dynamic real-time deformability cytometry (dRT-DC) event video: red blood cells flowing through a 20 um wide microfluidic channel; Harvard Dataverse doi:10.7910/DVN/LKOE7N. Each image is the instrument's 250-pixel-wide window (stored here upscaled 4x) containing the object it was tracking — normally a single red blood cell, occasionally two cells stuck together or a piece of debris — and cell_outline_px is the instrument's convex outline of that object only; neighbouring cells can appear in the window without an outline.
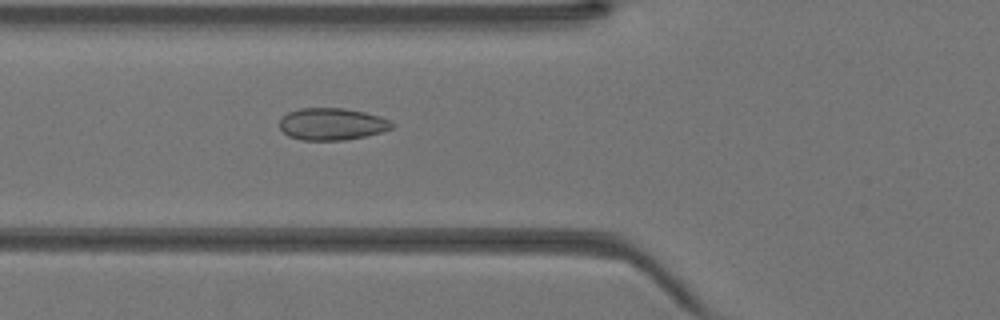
{"species": "Egyptian fruit bat (a non-hibernating species)", "species_latin": "Rousettus aegyptiacus", "temperature_condition": "warm", "stored_images_in_passage": 27, "camera_frame_rate_fps": 3000, "um_per_image_px": 0.085, "animal": {"sex": "female"}, "frame": {"image": 1, "passage_image": 4, "time_ms": 1.0, "image_size_px": [1000, 320], "cell_outline_px": [[396, 124], [392, 128], [380, 132], [364, 136], [344, 140], [304, 140], [288, 136], [280, 128], [280, 120], [288, 112], [300, 108], [344, 108], [364, 112], [380, 116], [392, 120]], "centroid_in_image_um": [28.24, 10.54], "position_along_channel_um": 97.6, "area_um2": 20.98}}
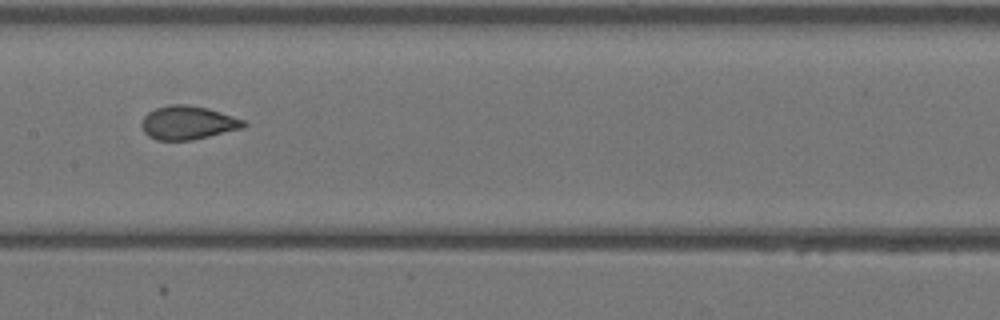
{"frame": {"image": 2, "passage_image": 10, "time_ms": 3.0, "image_size_px": [1000, 320], "cell_outline_px": [[248, 124], [244, 128], [192, 140], [156, 140], [148, 136], [144, 132], [140, 124], [144, 116], [148, 112], [156, 108], [172, 104], [188, 104], [208, 108], [244, 120]], "centroid_in_image_um": [15.96, 10.43], "position_along_channel_um": 191.4, "area_um2": 20.06}}
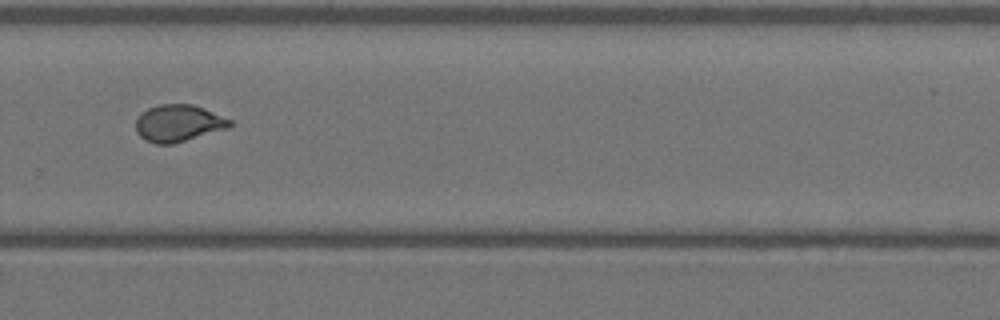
{"frame": {"image": 3, "passage_image": 18, "time_ms": 5.667, "image_size_px": [1000, 320], "cell_outline_px": [[232, 124], [228, 128], [172, 144], [156, 144], [140, 136], [136, 132], [136, 120], [140, 112], [148, 108], [160, 104], [192, 104], [204, 108], [232, 120]], "centroid_in_image_um": [15.15, 10.46], "position_along_channel_um": 314.7, "area_um2": 20.17}}